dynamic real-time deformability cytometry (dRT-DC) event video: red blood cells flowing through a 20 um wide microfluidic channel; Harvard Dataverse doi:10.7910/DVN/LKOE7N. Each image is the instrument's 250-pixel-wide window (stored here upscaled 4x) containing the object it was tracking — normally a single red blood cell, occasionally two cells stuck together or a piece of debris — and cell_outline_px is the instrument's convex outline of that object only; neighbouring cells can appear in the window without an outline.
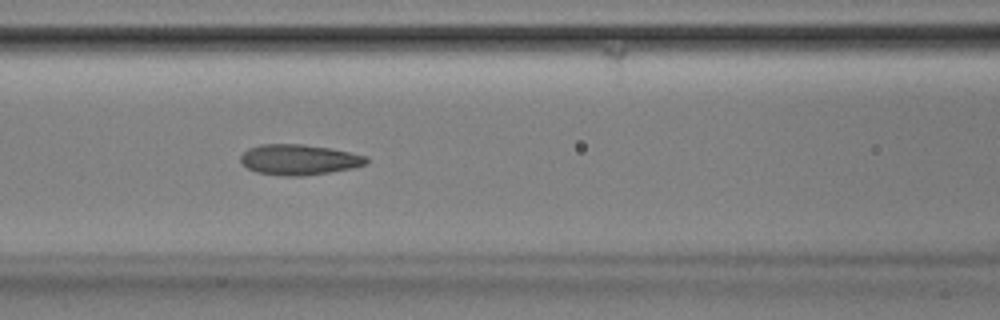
{"species": "Egyptian fruit bat (a non-hibernating species)", "species_latin": "Rousettus aegyptiacus", "temperature_condition": "room temperature", "stored_images_in_passage": 52, "camera_frame_rate_fps": 3000, "um_per_image_px": 0.085, "animal": {"sex": "male"}, "frame": {"image": 1, "passage_image": 22, "time_ms": 7.0, "image_size_px": [1000, 320], "cell_outline_px": [[368, 164], [352, 168], [328, 172], [300, 176], [280, 176], [256, 172], [248, 168], [240, 160], [240, 156], [248, 148], [260, 144], [304, 144], [328, 148], [368, 156]], "centroid_in_image_um": [25.41, 13.57], "position_along_channel_um": 141.2, "area_um2": 22.31}}
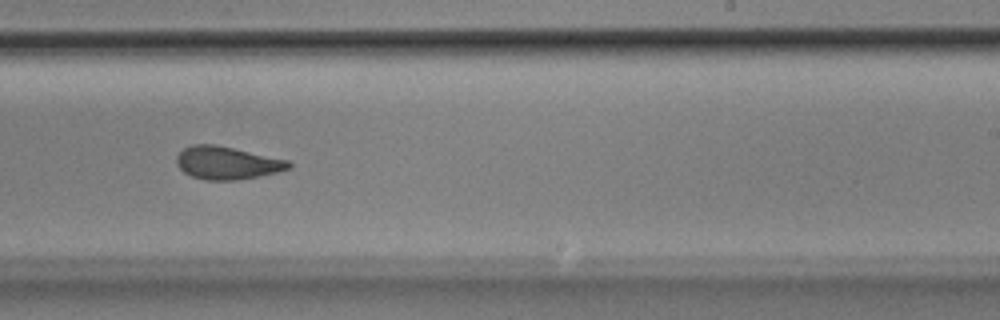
{"frame": {"image": 2, "passage_image": 32, "time_ms": 10.333, "image_size_px": [1000, 320], "cell_outline_px": [[292, 168], [260, 176], [236, 180], [204, 180], [192, 176], [184, 172], [176, 164], [176, 156], [184, 148], [192, 144], [216, 144], [288, 160], [292, 164]], "centroid_in_image_um": [19.29, 13.84], "position_along_channel_um": 269.7, "area_um2": 21.5}}
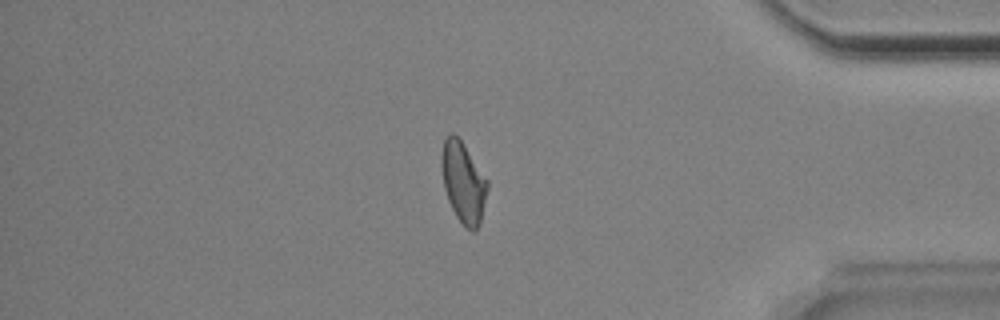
{"frame": {"image": 3, "passage_image": 44, "time_ms": 14.333, "image_size_px": [1000, 320], "cell_outline_px": [[488, 188], [480, 224], [472, 232], [456, 216], [448, 200], [444, 188], [440, 164], [440, 156], [444, 140], [448, 132], [452, 132], [460, 140], [488, 180]], "centroid_in_image_um": [39.36, 15.47], "position_along_channel_um": 395.8, "area_um2": 21.44}, "authors_computed_cell_mechanics": {"area_um2": 22.1663, "velocity_mm_per_s": 3.8734, "shape_relaxation_time_tau1_ms": 6.1769, "shape_relaxation_time_tau2_ms": 1.7555, "deformation_change_tau1": 0.1618, "deformation_change_tau2": 0.0754}}